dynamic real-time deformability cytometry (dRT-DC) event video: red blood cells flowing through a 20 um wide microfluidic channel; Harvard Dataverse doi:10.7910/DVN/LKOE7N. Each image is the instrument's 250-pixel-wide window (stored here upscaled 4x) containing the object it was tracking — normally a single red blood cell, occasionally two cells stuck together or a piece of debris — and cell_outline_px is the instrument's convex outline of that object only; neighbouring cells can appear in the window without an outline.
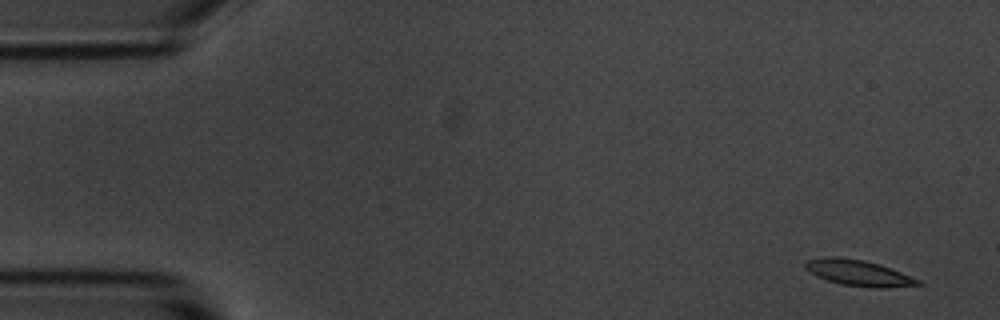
{"species": "common noctule bat (a hibernating species)", "species_latin": "Nyctalus noctula", "temperature_condition": "room temperature", "stored_images_in_passage": 6, "camera_frame_rate_fps": 3000, "um_per_image_px": 0.085, "animal": {"sex": "male", "body_mass_g": 20.1, "forearm_length_mm": 53.5}, "frame": {"image": 1, "passage_image": 1, "time_ms": 0.0, "image_size_px": [1000, 320], "cell_outline_px": [[924, 284], [880, 288], [876, 288], [840, 284], [816, 276], [804, 268], [804, 264], [808, 260], [824, 256], [836, 256], [864, 260], [880, 264], [920, 280]], "centroid_in_image_um": [72.94, 23.18], "position_along_channel_um": 12.1, "area_um2": 16.94}}
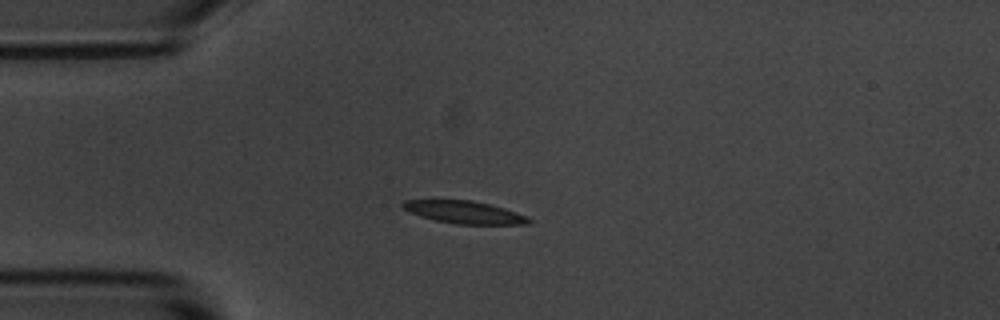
{"frame": {"image": 2, "passage_image": 4, "time_ms": 3.667, "image_size_px": [1000, 320], "cell_outline_px": [[532, 224], [456, 224], [436, 220], [420, 216], [404, 208], [400, 204], [404, 200], [472, 200], [504, 208], [516, 212], [532, 220]], "centroid_in_image_um": [39.48, 18.04], "position_along_channel_um": 45.5, "area_um2": 16.3}}